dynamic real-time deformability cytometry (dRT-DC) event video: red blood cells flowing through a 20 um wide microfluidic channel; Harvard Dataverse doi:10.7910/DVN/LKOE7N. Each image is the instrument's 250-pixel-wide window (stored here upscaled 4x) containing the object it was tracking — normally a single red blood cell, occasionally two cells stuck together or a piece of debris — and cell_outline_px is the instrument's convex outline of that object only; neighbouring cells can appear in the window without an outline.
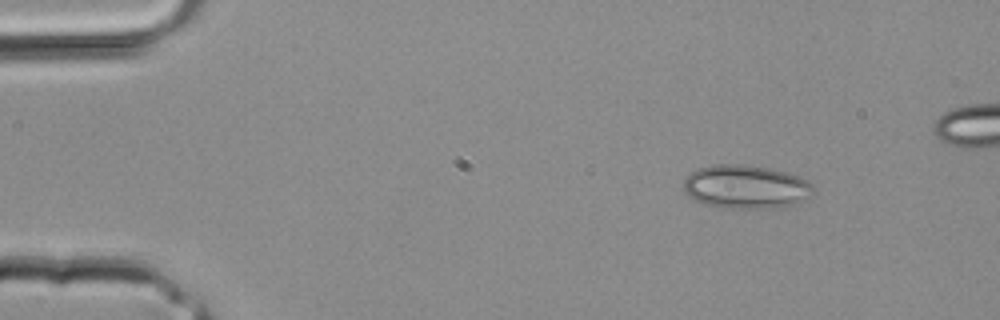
{"species": "common noctule bat (a hibernating species)", "species_latin": "Nyctalus noctula", "temperature_condition": "room temperature", "stored_images_in_passage": 2, "segment_of_instrument_passage": [2, 2], "camera_frame_rate_fps": 3000, "um_per_image_px": 0.085, "animal": {"sex": "male", "body_mass_g": 20.4}, "frame": {"image": 1, "passage_image": 2, "time_ms": 0.333, "image_size_px": [1000, 320], "cell_outline_px": [[812, 188], [796, 204], [784, 208], [724, 208], [708, 204], [696, 200], [684, 192], [684, 176], [696, 168], [716, 164], [748, 164], [788, 172], [800, 176], [808, 180], [812, 184]], "centroid_in_image_um": [63.35, 15.86], "position_along_channel_um": 21.6, "area_um2": 33.0}}